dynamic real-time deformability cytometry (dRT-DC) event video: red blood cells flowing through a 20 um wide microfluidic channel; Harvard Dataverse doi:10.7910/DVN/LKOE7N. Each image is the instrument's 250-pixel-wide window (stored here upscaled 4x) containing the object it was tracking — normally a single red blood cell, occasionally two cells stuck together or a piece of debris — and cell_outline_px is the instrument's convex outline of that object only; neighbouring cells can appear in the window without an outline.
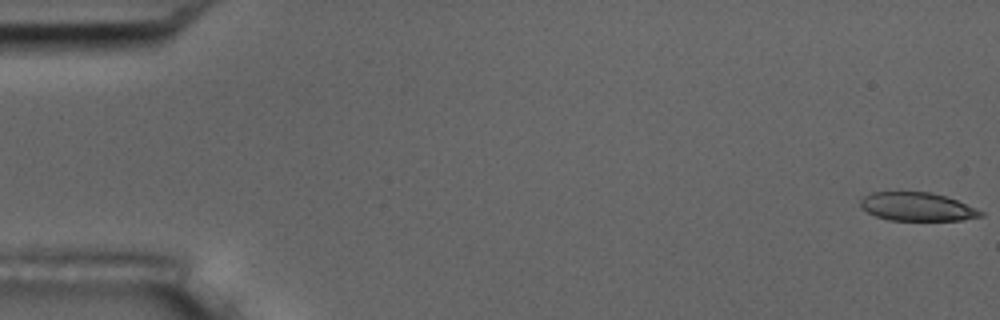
{"species": "common noctule bat (a hibernating species)", "species_latin": "Nyctalus noctula", "temperature_condition": "room temperature", "stored_images_in_passage": 56, "camera_frame_rate_fps": 3000, "um_per_image_px": 0.085, "animal": {"sex": "male", "body_mass_g": 17.5, "forearm_length_mm": 52.3}, "frame": {"image": 1, "passage_image": 1, "time_ms": 0.0, "image_size_px": [1000, 320], "cell_outline_px": [[984, 216], [960, 220], [888, 220], [876, 216], [868, 212], [860, 204], [860, 200], [864, 196], [872, 192], [928, 192], [944, 196], [956, 200], [976, 208], [984, 212]], "centroid_in_image_um": [77.96, 17.57], "position_along_channel_um": 7.0, "area_um2": 19.71}}
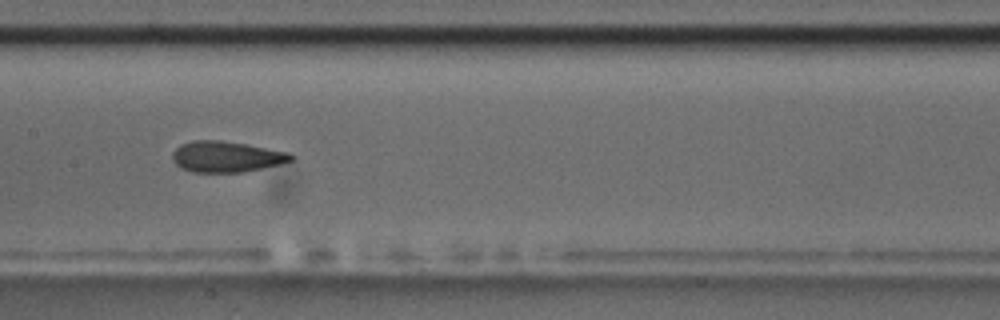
{"frame": {"image": 2, "passage_image": 28, "time_ms": 9.0, "image_size_px": [1000, 320], "cell_outline_px": [[296, 156], [292, 160], [280, 164], [244, 172], [192, 172], [180, 168], [172, 160], [172, 152], [180, 144], [192, 140], [220, 140], [248, 144], [288, 152]], "centroid_in_image_um": [19.22, 13.31], "position_along_channel_um": 188.2, "area_um2": 21.56}}
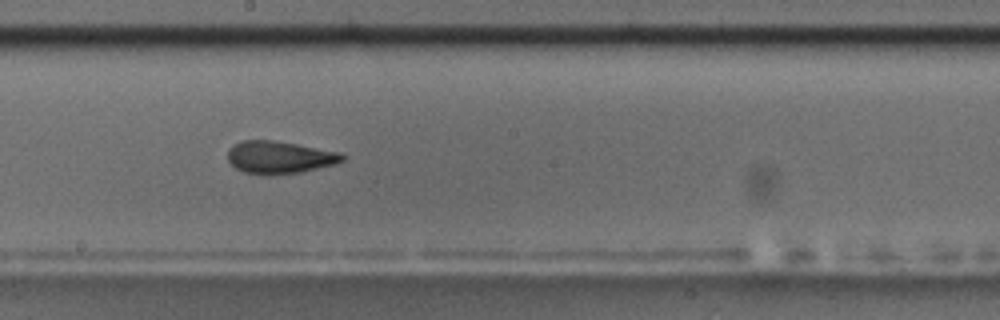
{"frame": {"image": 3, "passage_image": 31, "time_ms": 10.0, "image_size_px": [1000, 320], "cell_outline_px": [[344, 160], [336, 164], [300, 172], [268, 176], [244, 172], [236, 168], [228, 160], [228, 152], [236, 144], [244, 140], [272, 140], [296, 144], [340, 152], [344, 156]], "centroid_in_image_um": [23.77, 13.39], "position_along_channel_um": 224.4, "area_um2": 21.56}, "authors_computed_cell_mechanics": {"area_um2": 21.7328, "velocity_mm_per_s": 3.652, "shape_relaxation_time_tau1_ms": 8.4493, "shape_relaxation_time_tau2_ms": 1.4574, "deformation_change_tau1": 0.1847, "deformation_change_tau2": 0.0744}}